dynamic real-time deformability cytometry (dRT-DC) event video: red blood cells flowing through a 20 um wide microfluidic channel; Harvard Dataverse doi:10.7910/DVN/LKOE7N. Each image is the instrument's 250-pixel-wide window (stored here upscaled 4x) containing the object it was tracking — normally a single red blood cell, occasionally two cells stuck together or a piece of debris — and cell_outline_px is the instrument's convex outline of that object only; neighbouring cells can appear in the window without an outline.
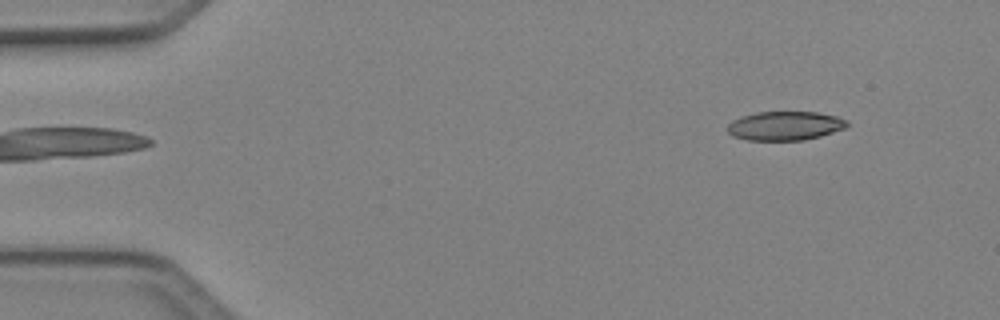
{"species": "Egyptian fruit bat (a non-hibernating species)", "species_latin": "Rousettus aegyptiacus", "temperature_condition": "cold", "stored_images_in_passage": 3, "camera_frame_rate_fps": 3000, "um_per_image_px": 0.085, "animal": {"sex": "female"}, "frame": {"image": 1, "passage_image": 3, "time_ms": 0.667, "image_size_px": [1000, 320], "cell_outline_px": [[848, 124], [844, 128], [820, 136], [804, 140], [748, 140], [732, 136], [728, 132], [728, 124], [732, 120], [740, 116], [756, 112], [816, 112], [836, 116], [844, 120]], "centroid_in_image_um": [66.67, 10.69], "position_along_channel_um": 18.3, "area_um2": 20.06}}